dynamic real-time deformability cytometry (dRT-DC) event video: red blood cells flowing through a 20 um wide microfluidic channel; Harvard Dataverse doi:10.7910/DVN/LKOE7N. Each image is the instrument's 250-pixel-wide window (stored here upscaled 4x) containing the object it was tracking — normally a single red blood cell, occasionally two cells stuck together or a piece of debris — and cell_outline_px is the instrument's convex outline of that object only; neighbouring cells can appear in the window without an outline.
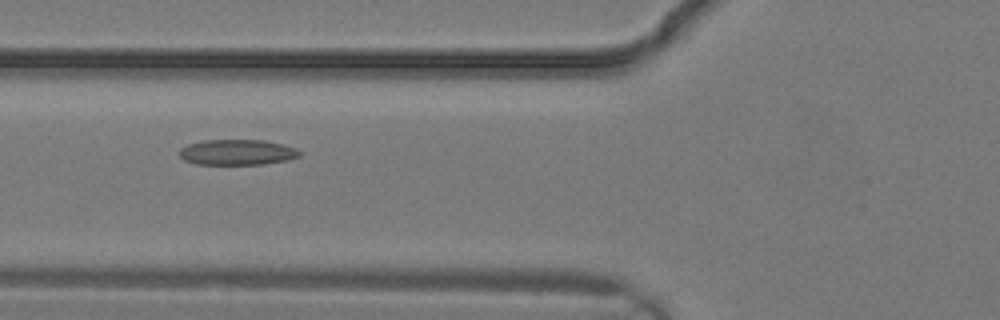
{"species": "common noctule bat (a hibernating species)", "species_latin": "Nyctalus noctula", "temperature_condition": "warm", "stored_images_in_passage": 3, "camera_frame_rate_fps": 3000, "um_per_image_px": 0.085, "animal": {"sex": "male", "body_mass_g": 19.2, "forearm_length_mm": 51.8}, "frame": {"image": 1, "passage_image": 3, "time_ms": 0.667, "image_size_px": [1000, 320], "cell_outline_px": [[300, 156], [288, 160], [264, 164], [196, 164], [184, 160], [180, 156], [180, 148], [188, 144], [204, 140], [264, 140], [296, 148], [300, 152]], "centroid_in_image_um": [20.15, 12.94], "position_along_channel_um": 105.6, "area_um2": 17.8}}